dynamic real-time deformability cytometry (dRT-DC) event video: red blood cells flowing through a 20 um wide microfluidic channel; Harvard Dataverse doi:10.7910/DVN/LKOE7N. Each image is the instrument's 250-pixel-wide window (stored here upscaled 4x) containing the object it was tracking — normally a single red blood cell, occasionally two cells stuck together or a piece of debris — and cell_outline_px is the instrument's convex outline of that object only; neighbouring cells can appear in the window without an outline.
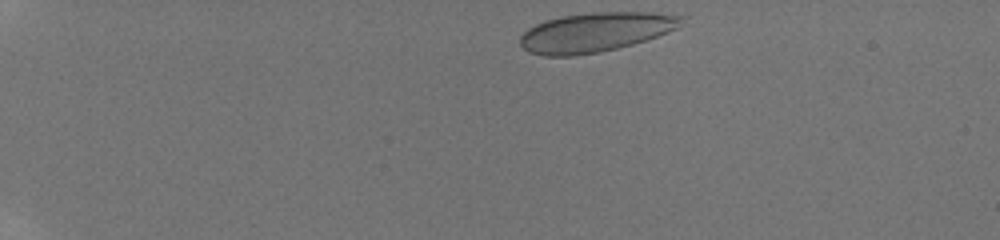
{"species": "human", "species_latin": "Homo sapiens", "temperature_condition": "room temperature", "stored_images_in_passage": 41, "camera_frame_rate_fps": 3000, "um_per_image_px": 0.085, "donor": {"sex": "male"}, "frame": {"image": 1, "passage_image": 1, "time_ms": 0.0, "image_size_px": [1000, 240], "cell_outline_px": [[688, 16], [676, 28], [668, 32], [632, 44], [600, 52], [572, 56], [544, 56], [528, 52], [520, 44], [520, 36], [528, 28], [544, 20], [564, 16], [592, 12], [652, 12]], "centroid_in_image_um": [50.61, 2.73], "position_along_channel_um": 34.4, "area_um2": 36.99}}
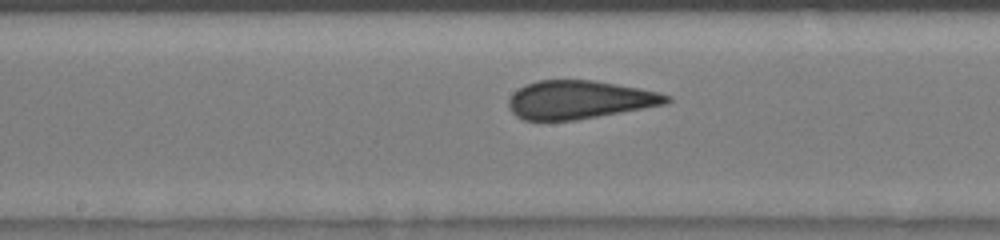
{"frame": {"image": 2, "passage_image": 20, "time_ms": 6.333, "image_size_px": [1000, 240], "cell_outline_px": [[672, 100], [668, 104], [576, 120], [524, 120], [516, 116], [508, 108], [508, 100], [512, 92], [536, 80], [592, 80], [640, 88], [660, 92], [672, 96]], "centroid_in_image_um": [49.27, 8.48], "position_along_channel_um": 198.9, "area_um2": 35.43}}
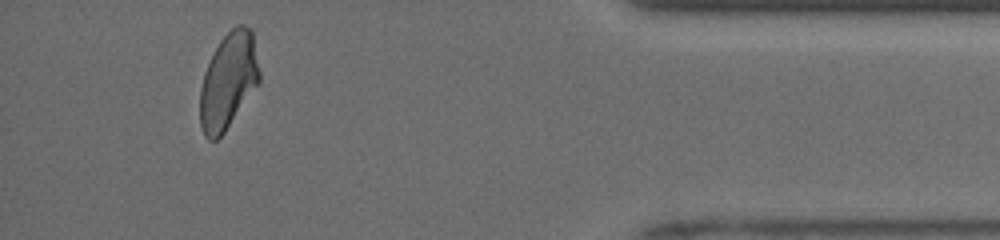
{"frame": {"image": 3, "passage_image": 38, "time_ms": 12.333, "image_size_px": [1000, 240], "cell_outline_px": [[260, 80], [224, 132], [216, 140], [208, 140], [204, 136], [200, 124], [200, 88], [204, 72], [220, 40], [236, 24], [244, 24], [252, 28], [260, 72]], "centroid_in_image_um": [19.4, 6.85], "position_along_channel_um": 415.8, "area_um2": 33.0}, "authors_computed_cell_mechanics": {"area_um2": 35.258, "velocity_mm_per_s": 4.2203, "shape_relaxation_time_tau1_ms": 10.4597, "shape_relaxation_time_tau2_ms": null, "deformation_change_tau1": 0.2161, "deformation_change_tau2": null}}